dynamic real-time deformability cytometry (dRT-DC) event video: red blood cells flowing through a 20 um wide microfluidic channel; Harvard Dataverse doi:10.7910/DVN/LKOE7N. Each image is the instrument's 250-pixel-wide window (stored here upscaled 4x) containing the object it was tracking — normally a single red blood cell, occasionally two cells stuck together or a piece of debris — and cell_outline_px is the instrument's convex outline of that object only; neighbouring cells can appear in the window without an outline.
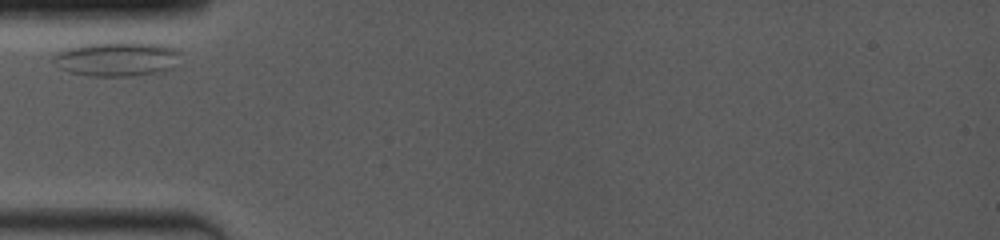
{"species": "common noctule bat (a hibernating species)", "species_latin": "Nyctalus noctula", "temperature_condition": "room temperature", "stored_images_in_passage": 17, "camera_frame_rate_fps": 4000, "um_per_image_px": 0.085, "animal": {"sex": "female", "body_mass_g": 19.0, "forearm_length_mm": 53.3}, "frame": {"image": 1, "passage_image": 1, "time_ms": 0.0, "image_size_px": [1000, 240], "cell_outline_px": [[180, 52], [172, 64], [168, 68], [156, 72], [132, 76], [88, 76], [68, 72], [60, 68], [52, 60], [52, 56], [56, 52], [80, 44], [112, 40], [132, 40], [168, 44], [176, 48]], "centroid_in_image_um": [9.88, 4.94], "position_along_channel_um": 75.1, "area_um2": 26.36}}
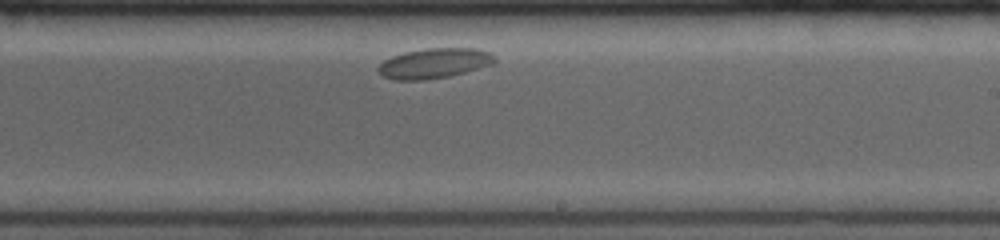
{"frame": {"image": 2, "passage_image": 10, "time_ms": 5.25, "image_size_px": [1000, 240], "cell_outline_px": [[496, 60], [492, 64], [464, 72], [448, 76], [424, 80], [392, 80], [376, 72], [376, 68], [384, 60], [392, 56], [404, 52], [424, 48], [476, 48], [492, 52], [496, 56]], "centroid_in_image_um": [36.89, 5.37], "position_along_channel_um": 252.1, "area_um2": 20.58}}
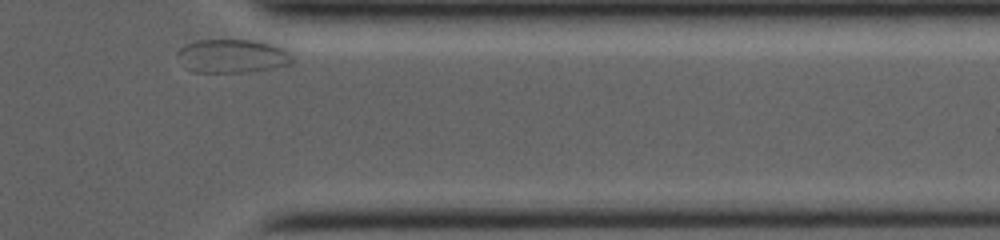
{"frame": {"image": 3, "passage_image": 17, "time_ms": 9.25, "image_size_px": [1000, 240], "cell_outline_px": [[292, 64], [272, 68], [244, 72], [192, 72], [184, 68], [176, 56], [176, 52], [184, 44], [196, 40], [252, 40], [276, 44], [288, 52], [292, 56]], "centroid_in_image_um": [19.69, 4.76], "position_along_channel_um": 391.7, "area_um2": 22.77}}